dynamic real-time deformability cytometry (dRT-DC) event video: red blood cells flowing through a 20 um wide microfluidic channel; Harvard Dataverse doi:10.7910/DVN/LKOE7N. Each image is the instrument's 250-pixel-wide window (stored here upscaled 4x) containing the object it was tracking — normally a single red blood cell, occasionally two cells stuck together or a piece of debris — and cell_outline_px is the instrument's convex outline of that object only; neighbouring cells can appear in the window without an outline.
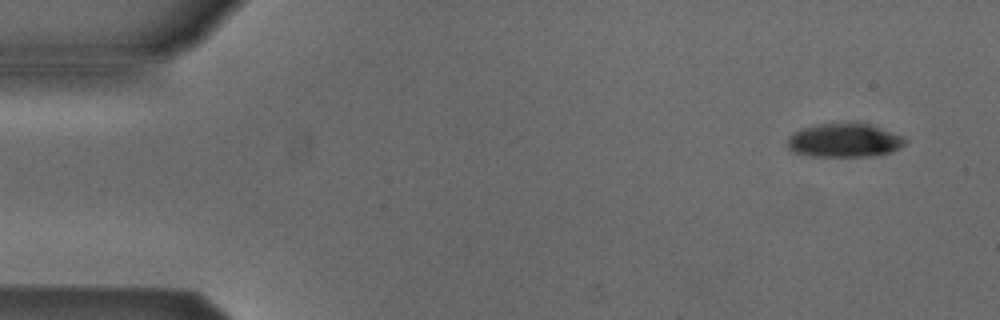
{"species": "Egyptian fruit bat (a non-hibernating species)", "species_latin": "Rousettus aegyptiacus", "temperature_condition": "cold", "stored_images_in_passage": 5, "camera_frame_rate_fps": 3000, "um_per_image_px": 0.085, "animal": {"sex": "male"}, "frame": {"image": 1, "passage_image": 1, "time_ms": 0.0, "image_size_px": [1000, 320], "cell_outline_px": [[908, 140], [900, 148], [892, 152], [872, 156], [808, 156], [792, 152], [788, 148], [788, 136], [800, 128], [820, 124], [860, 120], [900, 136]], "centroid_in_image_um": [71.74, 11.91], "position_along_channel_um": 13.3, "area_um2": 23.64}}
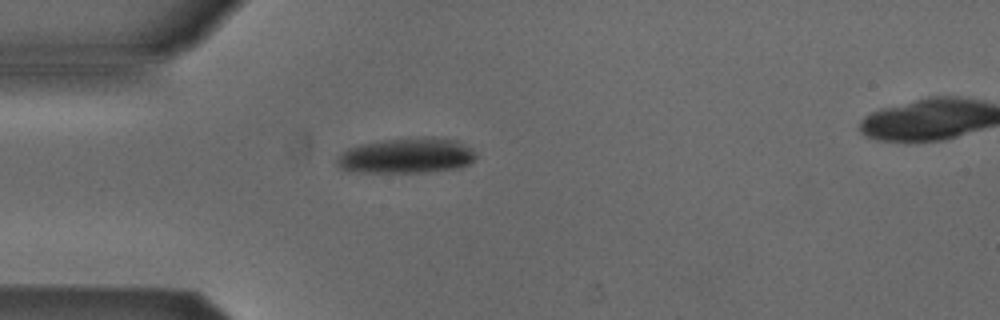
{"frame": {"image": 2, "passage_image": 4, "time_ms": 1.0, "image_size_px": [1000, 320], "cell_outline_px": [[476, 160], [460, 168], [428, 172], [352, 172], [340, 168], [336, 164], [336, 156], [340, 152], [348, 148], [360, 144], [380, 140], [424, 136], [432, 136], [456, 140], [472, 148], [476, 152]], "centroid_in_image_um": [34.56, 13.22], "position_along_channel_um": 50.4, "area_um2": 29.3}}